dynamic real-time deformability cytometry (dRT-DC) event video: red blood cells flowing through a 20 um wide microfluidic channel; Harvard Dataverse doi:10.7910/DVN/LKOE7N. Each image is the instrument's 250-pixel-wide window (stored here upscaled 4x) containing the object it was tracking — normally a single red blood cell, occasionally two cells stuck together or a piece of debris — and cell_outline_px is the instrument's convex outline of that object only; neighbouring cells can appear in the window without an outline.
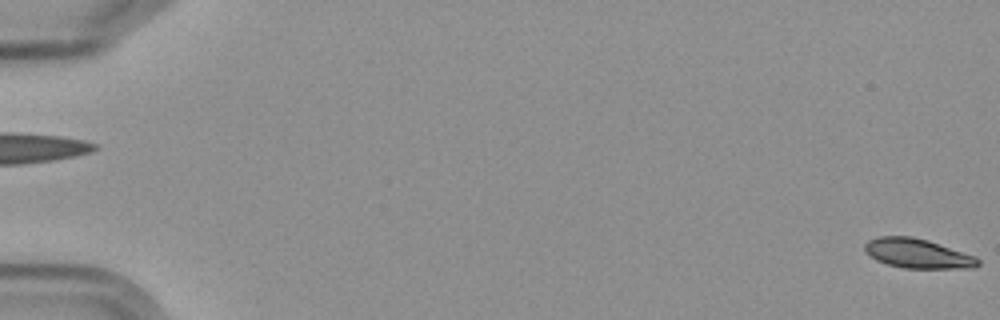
{"species": "Egyptian fruit bat (a non-hibernating species)", "species_latin": "Rousettus aegyptiacus", "temperature_condition": "cold", "stored_images_in_passage": 5, "camera_frame_rate_fps": 3000, "um_per_image_px": 0.085, "frame": {"image": 1, "passage_image": 5, "time_ms": 5.667, "image_size_px": [1000, 320], "cell_outline_px": [[980, 264], [976, 268], [904, 268], [888, 264], [876, 260], [864, 252], [864, 244], [868, 240], [880, 236], [912, 236], [928, 240], [976, 256], [980, 260]], "centroid_in_image_um": [78.0, 21.54], "position_along_channel_um": 7.0, "area_um2": 19.59}}